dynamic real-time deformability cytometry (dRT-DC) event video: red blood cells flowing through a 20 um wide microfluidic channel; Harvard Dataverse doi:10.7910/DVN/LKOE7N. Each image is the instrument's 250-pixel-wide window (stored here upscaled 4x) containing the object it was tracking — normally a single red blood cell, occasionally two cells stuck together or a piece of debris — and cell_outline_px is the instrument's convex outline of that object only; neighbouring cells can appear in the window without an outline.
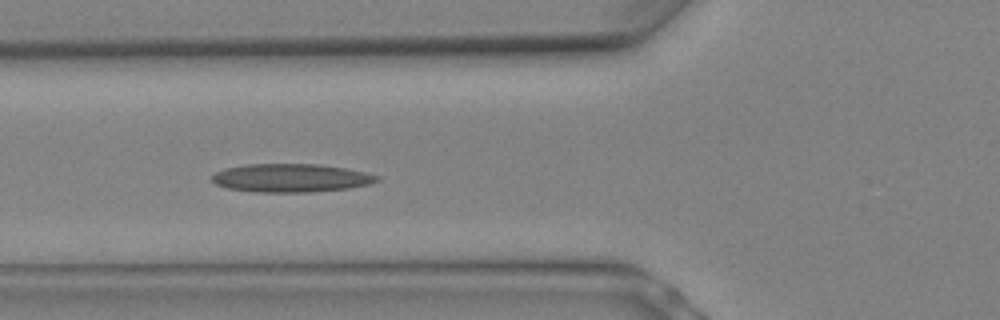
{"species": "Egyptian fruit bat (a non-hibernating species)", "species_latin": "Rousettus aegyptiacus", "temperature_condition": "warm", "stored_images_in_passage": 10, "camera_frame_rate_fps": 3000, "um_per_image_px": 0.085, "animal": {"sex": "female"}, "frame": {"image": 1, "passage_image": 9, "time_ms": 2.667, "image_size_px": [1000, 320], "cell_outline_px": [[380, 180], [368, 184], [348, 188], [308, 192], [260, 192], [228, 188], [216, 184], [212, 180], [212, 176], [216, 172], [224, 168], [248, 164], [320, 164], [348, 168], [380, 176]], "centroid_in_image_um": [24.75, 15.11], "position_along_channel_um": 101.1, "area_um2": 27.17}}